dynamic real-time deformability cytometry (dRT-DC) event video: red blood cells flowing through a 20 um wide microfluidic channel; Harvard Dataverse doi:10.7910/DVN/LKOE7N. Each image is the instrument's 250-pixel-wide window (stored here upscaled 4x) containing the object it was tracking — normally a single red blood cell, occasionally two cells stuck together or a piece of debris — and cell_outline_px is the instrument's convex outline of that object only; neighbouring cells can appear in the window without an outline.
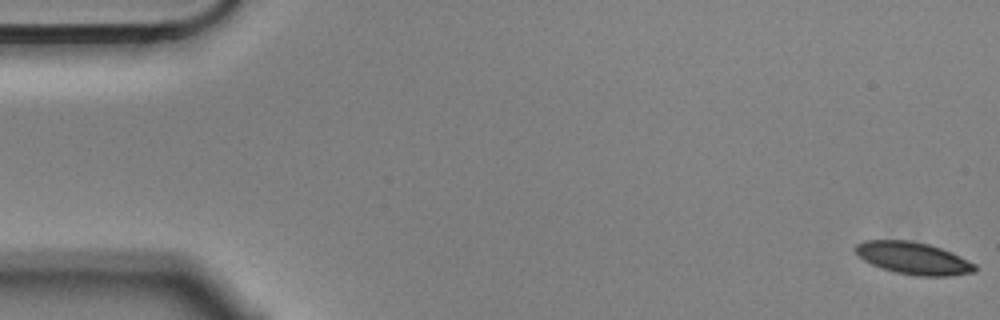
{"species": "Egyptian fruit bat (a non-hibernating species)", "species_latin": "Rousettus aegyptiacus", "temperature_condition": "cold", "stored_images_in_passage": 10, "camera_frame_rate_fps": 3000, "um_per_image_px": 0.085, "animal": {"sex": "male"}, "frame": {"image": 1, "passage_image": 1, "time_ms": 0.0, "image_size_px": [1000, 320], "cell_outline_px": [[976, 272], [948, 276], [916, 276], [896, 272], [880, 268], [864, 260], [852, 248], [856, 244], [864, 240], [908, 240], [928, 244], [952, 252], [976, 264]], "centroid_in_image_um": [77.63, 21.95], "position_along_channel_um": 7.4, "area_um2": 22.48}}
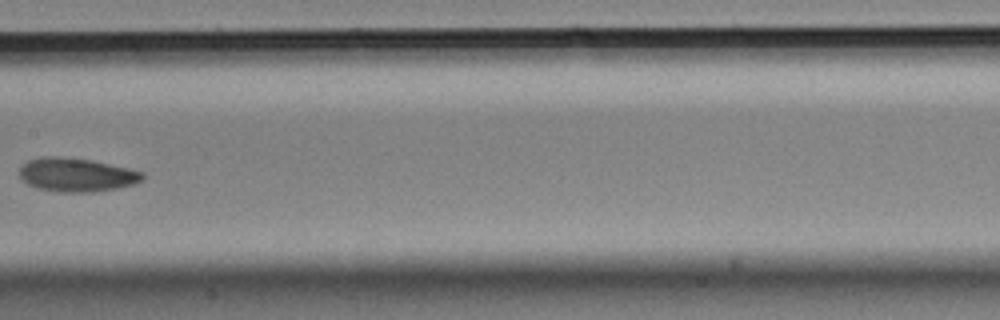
{"frame": {"image": 2, "passage_image": 8, "time_ms": 2.333, "image_size_px": [1000, 320], "cell_outline_px": [[144, 176], [140, 180], [132, 184], [116, 188], [92, 192], [60, 192], [40, 188], [28, 184], [20, 180], [20, 168], [28, 160], [44, 156], [56, 156], [92, 160], [128, 168], [144, 172]], "centroid_in_image_um": [6.48, 14.85], "position_along_channel_um": 200.9, "area_um2": 23.93}}
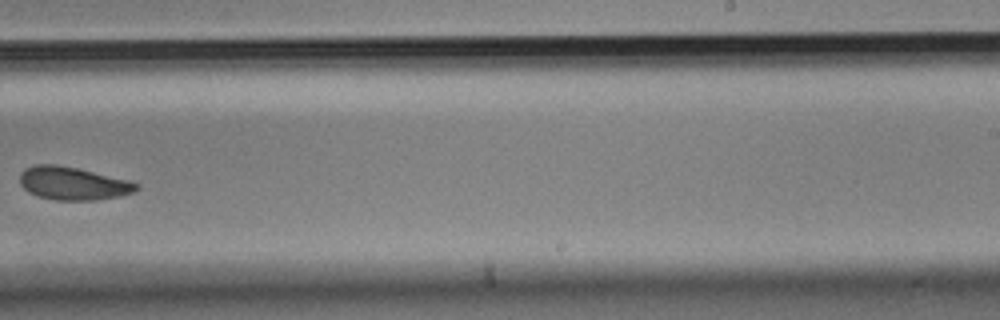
{"frame": {"image": 3, "passage_image": 10, "time_ms": 3.0, "image_size_px": [1000, 320], "cell_outline_px": [[140, 188], [132, 192], [120, 196], [96, 200], [56, 200], [36, 196], [28, 192], [20, 184], [20, 172], [24, 168], [36, 164], [56, 164], [76, 168], [124, 180], [136, 184]], "centroid_in_image_um": [6.11, 15.6], "position_along_channel_um": 282.9, "area_um2": 22.14}}